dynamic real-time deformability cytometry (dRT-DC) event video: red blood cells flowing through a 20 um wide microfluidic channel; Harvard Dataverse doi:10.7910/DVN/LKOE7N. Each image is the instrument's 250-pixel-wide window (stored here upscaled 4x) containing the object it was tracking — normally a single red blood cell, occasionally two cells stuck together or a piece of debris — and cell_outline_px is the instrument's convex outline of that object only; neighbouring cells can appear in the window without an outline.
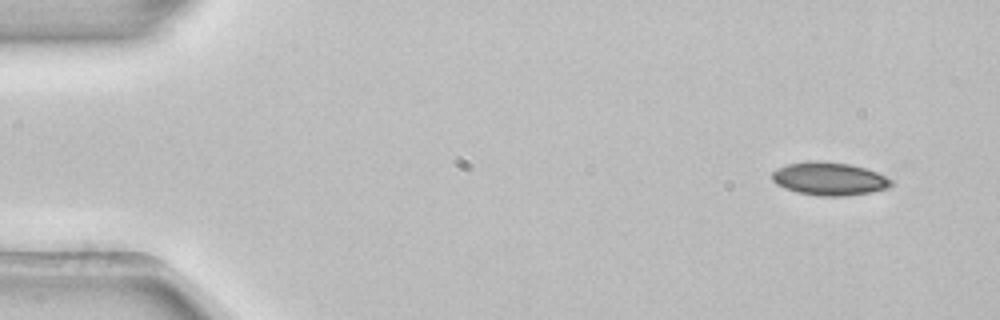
{"species": "common noctule bat (a hibernating species)", "species_latin": "Nyctalus noctula", "temperature_condition": "room temperature", "stored_images_in_passage": 3, "camera_frame_rate_fps": 3000, "um_per_image_px": 0.085, "animal": {"sex": "female", "body_mass_g": 22.7, "forearm_length_mm": 54.2}, "frame": {"image": 1, "passage_image": 1, "time_ms": 0.0, "image_size_px": [1000, 320], "cell_outline_px": [[892, 184], [888, 188], [872, 192], [844, 196], [820, 196], [796, 192], [784, 188], [776, 184], [772, 180], [772, 172], [776, 168], [788, 164], [808, 160], [820, 160], [852, 164], [876, 172], [892, 180]], "centroid_in_image_um": [70.45, 15.18], "position_along_channel_um": 14.5, "area_um2": 23.18}}